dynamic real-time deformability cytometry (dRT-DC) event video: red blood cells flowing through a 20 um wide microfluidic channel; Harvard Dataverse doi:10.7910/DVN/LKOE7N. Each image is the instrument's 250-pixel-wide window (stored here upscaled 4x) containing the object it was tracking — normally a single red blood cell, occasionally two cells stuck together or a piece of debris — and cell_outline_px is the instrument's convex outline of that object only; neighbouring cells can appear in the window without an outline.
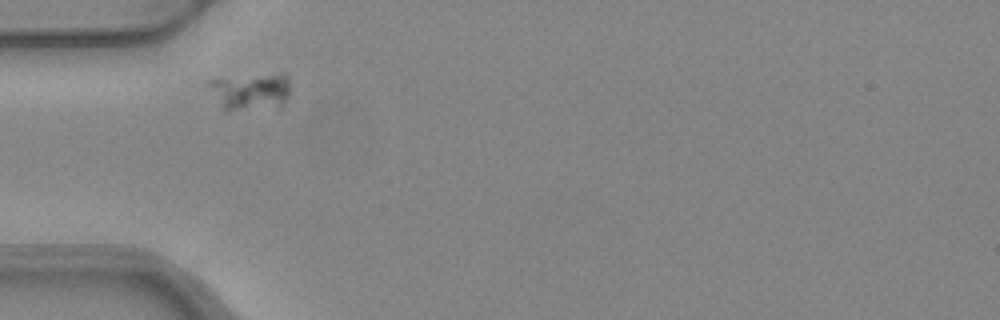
{"species": "common noctule bat (a hibernating species)", "species_latin": "Nyctalus noctula", "temperature_condition": "warm", "stored_images_in_passage": 2, "camera_frame_rate_fps": 3000, "um_per_image_px": 0.085, "animal": {"sex": "female", "body_mass_g": 24.6, "forearm_length_mm": 56.2}, "frame": {"image": 1, "passage_image": 1, "time_ms": 0.0, "image_size_px": [1000, 320], "cell_outline_px": [[288, 96], [284, 104], [280, 108], [220, 108], [208, 84], [212, 80], [280, 72], [284, 72], [288, 80]], "centroid_in_image_um": [21.37, 7.75], "position_along_channel_um": 63.6, "area_um2": 17.11}}
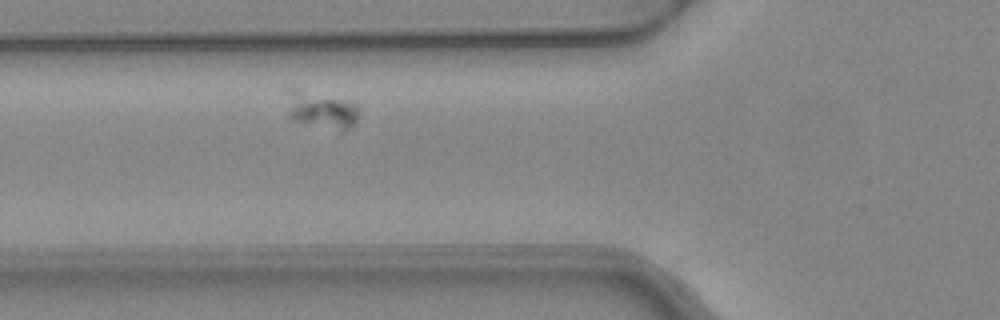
{"frame": {"image": 2, "passage_image": 2, "time_ms": 0.333, "image_size_px": [1000, 320], "cell_outline_px": [[360, 112], [356, 120], [344, 132], [340, 132], [288, 120], [284, 88], [296, 88], [356, 104], [360, 108]], "centroid_in_image_um": [27.2, 9.37], "position_along_channel_um": 98.6, "area_um2": 16.13}}